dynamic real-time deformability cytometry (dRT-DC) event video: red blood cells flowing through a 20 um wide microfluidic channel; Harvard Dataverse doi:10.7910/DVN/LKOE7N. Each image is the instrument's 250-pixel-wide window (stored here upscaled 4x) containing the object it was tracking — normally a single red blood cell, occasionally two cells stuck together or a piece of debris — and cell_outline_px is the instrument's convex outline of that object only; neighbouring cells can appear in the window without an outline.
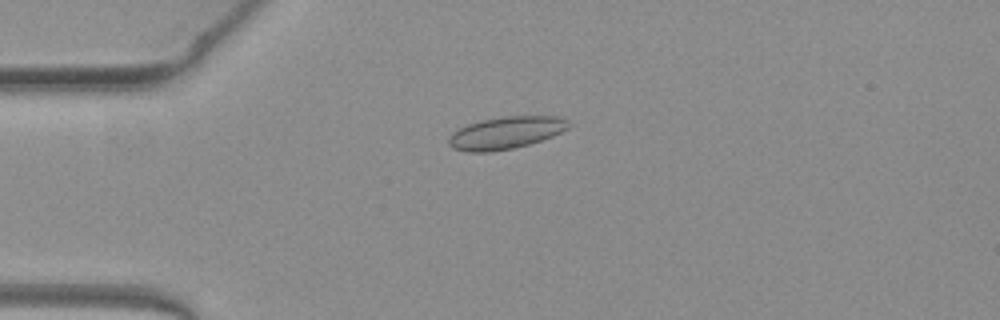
{"species": "common noctule bat (a hibernating species)", "species_latin": "Nyctalus noctula", "temperature_condition": "warm", "stored_images_in_passage": 41, "camera_frame_rate_fps": 3000, "um_per_image_px": 0.085, "animal": {"sex": "female", "body_mass_g": 19.3, "forearm_length_mm": 54.1}, "frame": {"image": 1, "passage_image": 2, "time_ms": 0.333, "image_size_px": [1000, 320], "cell_outline_px": [[572, 124], [568, 128], [552, 136], [528, 144], [512, 148], [492, 152], [468, 152], [452, 148], [448, 144], [448, 136], [452, 132], [468, 124], [480, 120], [504, 116], [556, 116], [568, 120]], "centroid_in_image_um": [42.97, 11.28], "position_along_channel_um": 42.0, "area_um2": 22.6}}
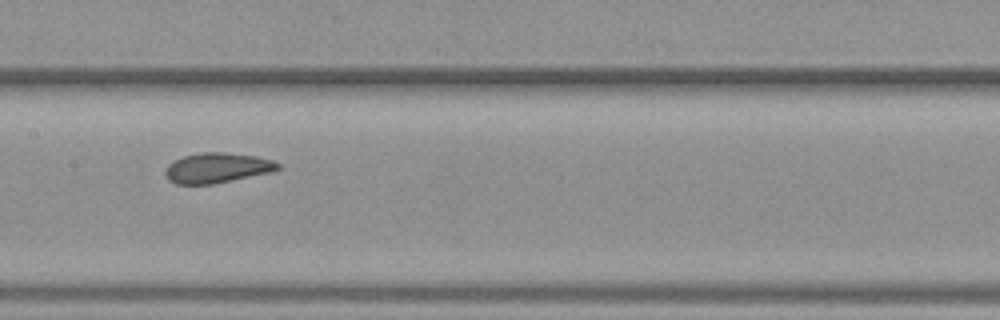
{"frame": {"image": 2, "passage_image": 15, "time_ms": 4.667, "image_size_px": [1000, 320], "cell_outline_px": [[280, 168], [272, 172], [212, 184], [176, 184], [168, 180], [164, 172], [168, 164], [184, 156], [200, 152], [224, 152], [256, 156], [272, 160], [280, 164]], "centroid_in_image_um": [18.45, 14.27], "position_along_channel_um": 189.0, "area_um2": 19.71}}
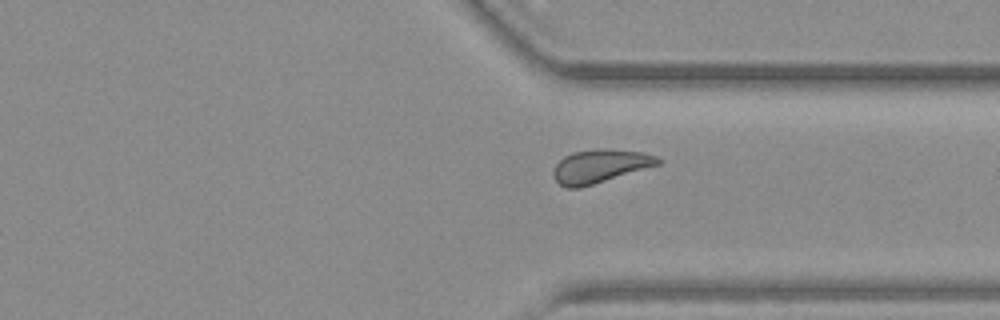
{"frame": {"image": 3, "passage_image": 28, "time_ms": 9.0, "image_size_px": [1000, 320], "cell_outline_px": [[664, 160], [660, 164], [580, 188], [564, 188], [552, 176], [552, 172], [556, 164], [564, 156], [572, 152], [600, 148], [608, 148], [640, 152], [656, 156]], "centroid_in_image_um": [50.98, 14.12], "position_along_channel_um": 360.4, "area_um2": 20.4}, "authors_computed_cell_mechanics": {"area_um2": 20.1144, "velocity_mm_per_s": 3.9585, "shape_relaxation_time_tau1_ms": 5.9339, "shape_relaxation_time_tau2_ms": 11.0328, "deformation_change_tau1": 0.0973, "deformation_change_tau2": 0.1069}}